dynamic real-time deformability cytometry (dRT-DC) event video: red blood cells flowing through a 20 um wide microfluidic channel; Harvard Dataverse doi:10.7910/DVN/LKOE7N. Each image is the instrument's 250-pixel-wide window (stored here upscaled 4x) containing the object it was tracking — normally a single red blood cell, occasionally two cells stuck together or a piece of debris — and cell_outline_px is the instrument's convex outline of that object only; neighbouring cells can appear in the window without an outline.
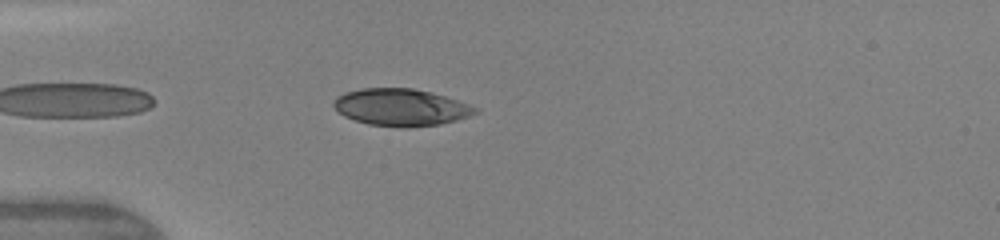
{"species": "human", "species_latin": "Homo sapiens", "temperature_condition": "warm", "stored_images_in_passage": 7, "camera_frame_rate_fps": 3000, "um_per_image_px": 0.085, "donor": {"sex": "female"}, "frame": {"image": 1, "passage_image": 4, "time_ms": 3.0, "image_size_px": [1000, 240], "cell_outline_px": [[480, 112], [456, 120], [440, 124], [408, 128], [368, 124], [344, 116], [332, 104], [336, 96], [360, 88], [412, 88], [432, 92], [480, 108]], "centroid_in_image_um": [34.1, 9.12], "position_along_channel_um": 50.9, "area_um2": 30.52}}